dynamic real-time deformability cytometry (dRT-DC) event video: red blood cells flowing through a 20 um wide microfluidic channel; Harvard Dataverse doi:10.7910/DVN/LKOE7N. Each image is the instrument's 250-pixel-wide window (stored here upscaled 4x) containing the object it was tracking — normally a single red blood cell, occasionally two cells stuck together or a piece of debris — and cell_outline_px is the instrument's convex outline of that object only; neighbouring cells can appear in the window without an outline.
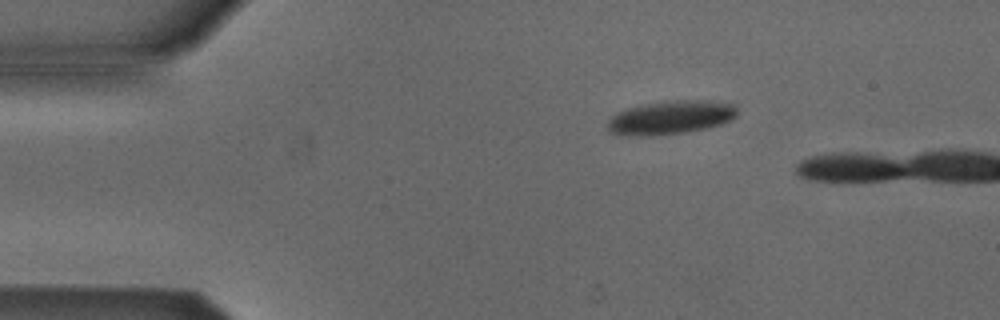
{"species": "Egyptian fruit bat (a non-hibernating species)", "species_latin": "Rousettus aegyptiacus", "temperature_condition": "cold", "stored_images_in_passage": 3, "camera_frame_rate_fps": 3000, "um_per_image_px": 0.085, "animal": {"sex": "male"}, "frame": {"image": 1, "passage_image": 1, "time_ms": 0.0, "image_size_px": [1000, 320], "cell_outline_px": [[736, 116], [732, 120], [720, 124], [688, 132], [652, 136], [616, 136], [608, 132], [608, 120], [616, 112], [624, 108], [648, 104], [676, 100], [704, 100], [736, 104]], "centroid_in_image_um": [56.95, 10.01], "position_along_channel_um": 28.0, "area_um2": 25.66}}